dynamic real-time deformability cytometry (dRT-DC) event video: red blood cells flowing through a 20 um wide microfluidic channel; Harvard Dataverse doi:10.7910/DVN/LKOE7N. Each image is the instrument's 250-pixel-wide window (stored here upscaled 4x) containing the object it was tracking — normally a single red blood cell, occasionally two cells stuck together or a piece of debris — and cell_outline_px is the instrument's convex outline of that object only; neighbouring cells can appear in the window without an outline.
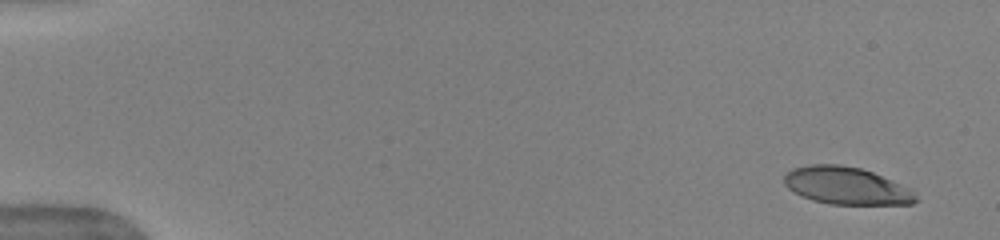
{"species": "human", "species_latin": "Homo sapiens", "temperature_condition": "warm", "stored_images_in_passage": 44, "camera_frame_rate_fps": 3000, "um_per_image_px": 0.085, "donor": {"sex": "female"}, "frame": {"image": 1, "passage_image": 1, "time_ms": 0.0, "image_size_px": [1000, 240], "cell_outline_px": [[920, 200], [912, 204], [832, 204], [812, 200], [788, 188], [784, 184], [784, 176], [792, 168], [812, 164], [840, 164], [860, 168], [872, 172], [912, 188]], "centroid_in_image_um": [71.99, 15.79], "position_along_channel_um": 13.0, "area_um2": 28.73}}
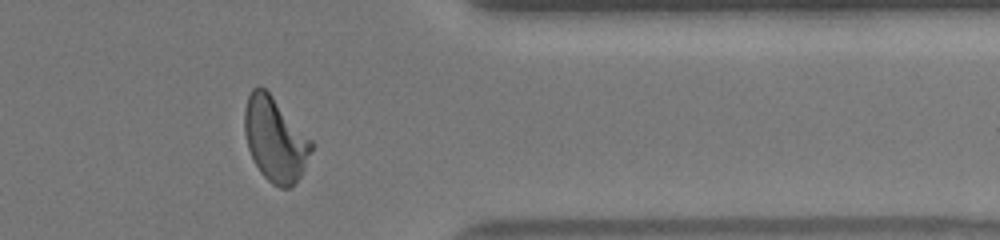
{"frame": {"image": 2, "passage_image": 35, "time_ms": 11.333, "image_size_px": [1000, 240], "cell_outline_px": [[316, 144], [300, 176], [288, 188], [280, 188], [272, 184], [260, 172], [248, 148], [244, 132], [244, 108], [248, 96], [252, 88], [260, 84], [272, 96]], "centroid_in_image_um": [23.38, 11.83], "position_along_channel_um": 388.0, "area_um2": 32.71}}
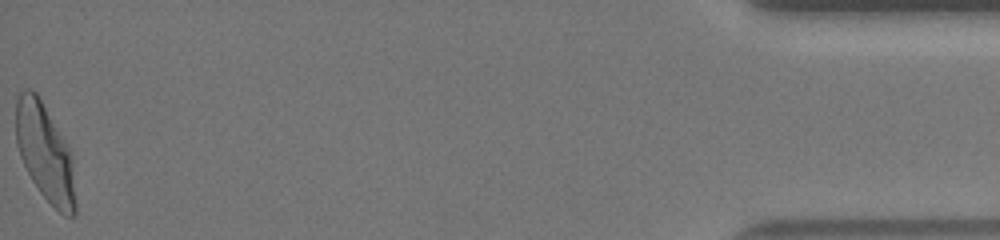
{"frame": {"image": 3, "passage_image": 44, "time_ms": 14.333, "image_size_px": [1000, 240], "cell_outline_px": [[76, 212], [72, 216], [64, 216], [40, 192], [32, 180], [20, 156], [16, 144], [16, 100], [20, 92], [24, 88], [32, 88], [36, 92], [64, 140], [68, 148], [72, 160], [76, 204]], "centroid_in_image_um": [3.81, 12.97], "position_along_channel_um": 431.4, "area_um2": 33.29}, "authors_computed_cell_mechanics": {"area_um2": 32.0212, "velocity_mm_per_s": 3.9774, "shape_relaxation_time_tau1_ms": 3.6142, "shape_relaxation_time_tau2_ms": 0.8581, "deformation_change_tau1": 0.221, "deformation_change_tau2": 0.089}}